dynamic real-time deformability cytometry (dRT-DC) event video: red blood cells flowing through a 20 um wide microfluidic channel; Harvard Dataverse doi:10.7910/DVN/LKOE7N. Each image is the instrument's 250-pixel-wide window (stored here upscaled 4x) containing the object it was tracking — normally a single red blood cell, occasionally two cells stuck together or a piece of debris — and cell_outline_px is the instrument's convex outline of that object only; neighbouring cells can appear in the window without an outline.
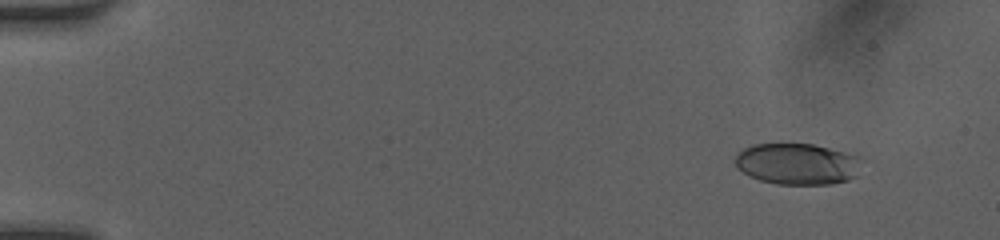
{"species": "human", "species_latin": "Homo sapiens", "temperature_condition": "room temperature", "stored_images_in_passage": 50, "camera_frame_rate_fps": 3000, "um_per_image_px": 0.085, "donor": {"sex": "female"}, "frame": {"image": 1, "passage_image": 5, "time_ms": 1.333, "image_size_px": [1000, 240], "cell_outline_px": [[864, 160], [856, 176], [848, 180], [832, 184], [776, 184], [760, 180], [748, 176], [736, 164], [736, 156], [744, 148], [752, 144], [812, 144], [856, 152]], "centroid_in_image_um": [67.89, 13.92], "position_along_channel_um": 17.1, "area_um2": 30.98}}
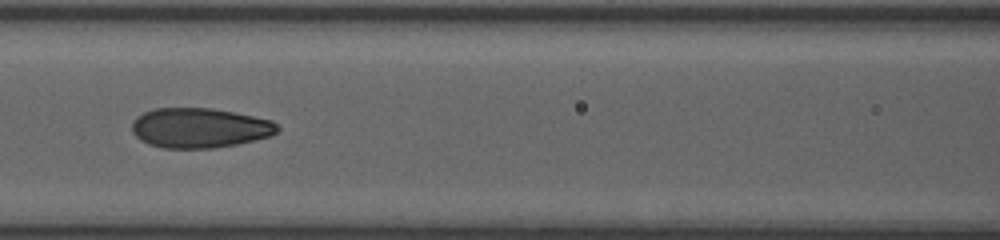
{"frame": {"image": 2, "passage_image": 24, "time_ms": 7.667, "image_size_px": [1000, 240], "cell_outline_px": [[280, 128], [272, 136], [236, 144], [212, 148], [164, 148], [148, 144], [140, 140], [132, 132], [132, 120], [136, 116], [144, 112], [156, 108], [212, 108], [236, 112], [272, 120]], "centroid_in_image_um": [16.96, 10.86], "position_along_channel_um": 149.6, "area_um2": 33.99}}
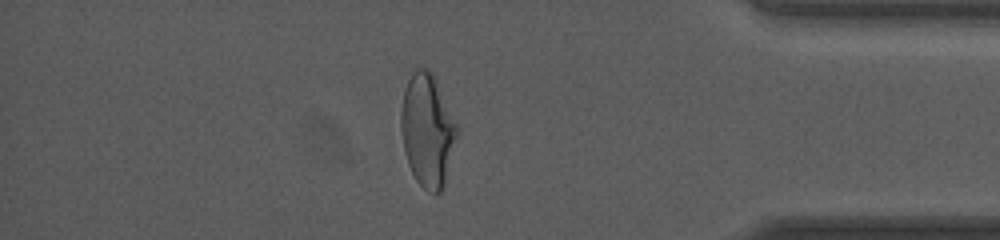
{"frame": {"image": 3, "passage_image": 44, "time_ms": 14.333, "image_size_px": [1000, 240], "cell_outline_px": [[460, 132], [444, 184], [440, 192], [432, 192], [424, 188], [416, 180], [408, 164], [404, 148], [400, 128], [400, 112], [404, 88], [412, 72], [416, 68], [428, 68], [432, 72], [460, 128]], "centroid_in_image_um": [36.35, 11.04], "position_along_channel_um": 398.8, "area_um2": 37.17}, "authors_computed_cell_mechanics": {"area_um2": 33.235, "velocity_mm_per_s": 4.1414, "shape_relaxation_time_tau1_ms": 6.5767, "shape_relaxation_time_tau2_ms": 0.9176, "deformation_change_tau1": 0.2156, "deformation_change_tau2": 0.064}}